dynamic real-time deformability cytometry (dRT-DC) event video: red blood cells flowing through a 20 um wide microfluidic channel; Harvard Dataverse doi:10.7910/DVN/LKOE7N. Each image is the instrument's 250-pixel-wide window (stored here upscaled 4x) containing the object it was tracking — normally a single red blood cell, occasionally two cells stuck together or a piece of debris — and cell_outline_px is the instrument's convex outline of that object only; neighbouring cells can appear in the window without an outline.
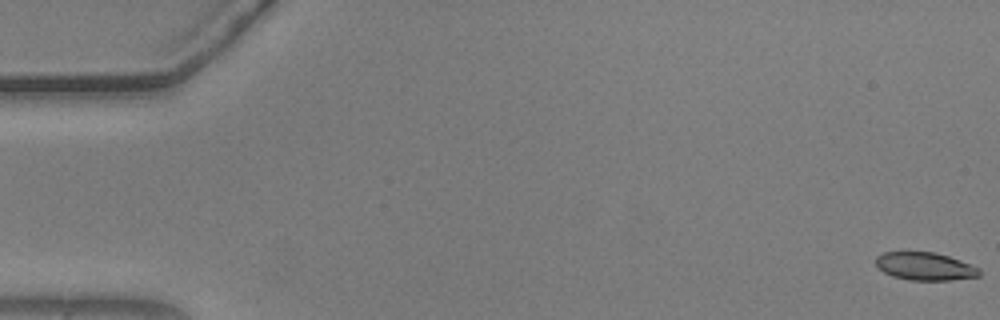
{"species": "common noctule bat (a hibernating species)", "species_latin": "Nyctalus noctula", "temperature_condition": "warm", "stored_images_in_passage": 57, "camera_frame_rate_fps": 3000, "um_per_image_px": 0.085, "animal": {"sex": "male", "body_mass_g": 20.5, "forearm_length_mm": 52.5}, "frame": {"image": 1, "passage_image": 1, "time_ms": 0.0, "image_size_px": [1000, 320], "cell_outline_px": [[980, 276], [952, 280], [908, 280], [892, 276], [884, 272], [876, 264], [876, 256], [884, 252], [908, 248], [936, 252], [960, 260], [980, 268]], "centroid_in_image_um": [78.58, 22.58], "position_along_channel_um": 6.4, "area_um2": 17.57}}
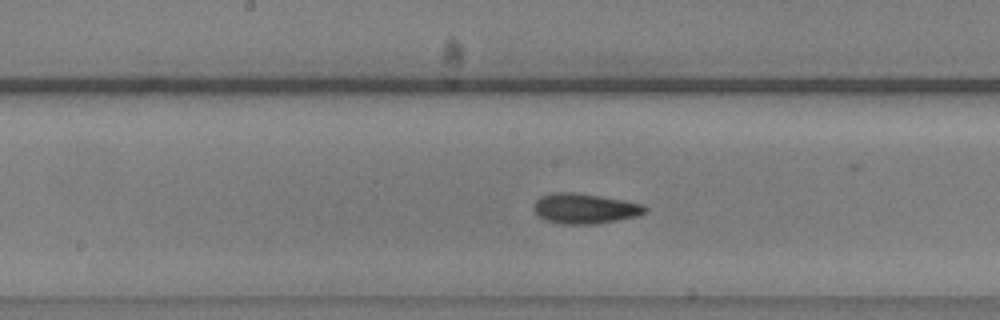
{"frame": {"image": 2, "passage_image": 29, "time_ms": 9.333, "image_size_px": [1000, 320], "cell_outline_px": [[648, 208], [644, 212], [636, 216], [596, 224], [560, 224], [548, 220], [540, 216], [532, 208], [536, 200], [540, 196], [552, 192], [572, 192], [600, 196], [624, 200], [644, 204]], "centroid_in_image_um": [49.69, 17.71], "position_along_channel_um": 198.5, "area_um2": 19.48}}
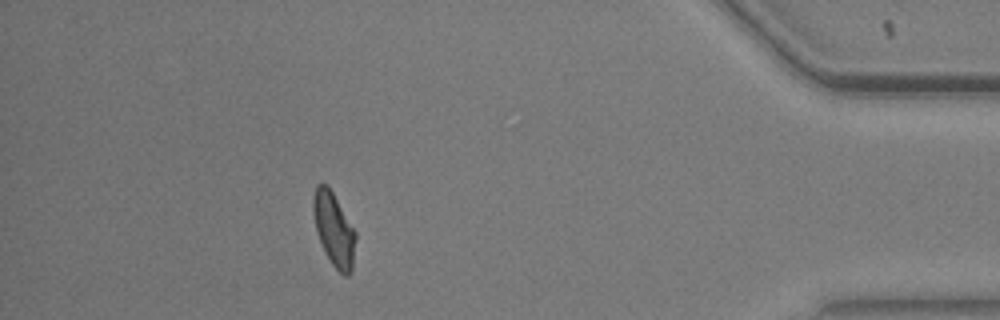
{"frame": {"image": 3, "passage_image": 50, "time_ms": 16.333, "image_size_px": [1000, 320], "cell_outline_px": [[356, 240], [352, 272], [348, 276], [344, 276], [332, 264], [316, 232], [312, 212], [312, 200], [316, 184], [328, 184], [356, 232]], "centroid_in_image_um": [28.38, 19.47], "position_along_channel_um": 406.8, "area_um2": 18.21}, "authors_computed_cell_mechanics": {"area_um2": 18.4382, "velocity_mm_per_s": 3.69, "shape_relaxation_time_tau1_ms": 3.8145, "shape_relaxation_time_tau2_ms": 2.3084, "deformation_change_tau1": 0.1434, "deformation_change_tau2": 0.0914}}